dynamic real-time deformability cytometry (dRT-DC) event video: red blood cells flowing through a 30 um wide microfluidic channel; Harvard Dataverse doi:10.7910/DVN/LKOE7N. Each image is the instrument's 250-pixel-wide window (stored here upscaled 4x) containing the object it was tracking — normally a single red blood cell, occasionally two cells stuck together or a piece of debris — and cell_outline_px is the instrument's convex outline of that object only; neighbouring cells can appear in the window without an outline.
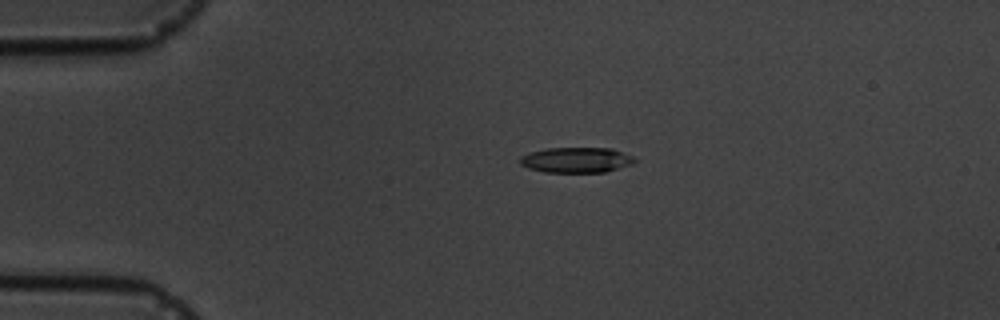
{"species": "common noctule bat (a hibernating species)", "species_latin": "Nyctalus noctula", "temperature_condition": "cold", "stored_images_in_passage": 4, "camera_frame_rate_fps": 3000, "um_per_image_px": 0.085, "animal": {"sex": "male", "body_mass_g": 19.5, "forearm_length_mm": 54.6}, "frame": {"image": 1, "passage_image": 3, "time_ms": 2.333, "image_size_px": [1000, 320], "cell_outline_px": [[636, 160], [632, 164], [604, 172], [544, 172], [528, 168], [520, 164], [520, 156], [544, 148], [612, 148], [632, 156]], "centroid_in_image_um": [48.97, 13.59], "position_along_channel_um": 36.0, "area_um2": 16.88}}